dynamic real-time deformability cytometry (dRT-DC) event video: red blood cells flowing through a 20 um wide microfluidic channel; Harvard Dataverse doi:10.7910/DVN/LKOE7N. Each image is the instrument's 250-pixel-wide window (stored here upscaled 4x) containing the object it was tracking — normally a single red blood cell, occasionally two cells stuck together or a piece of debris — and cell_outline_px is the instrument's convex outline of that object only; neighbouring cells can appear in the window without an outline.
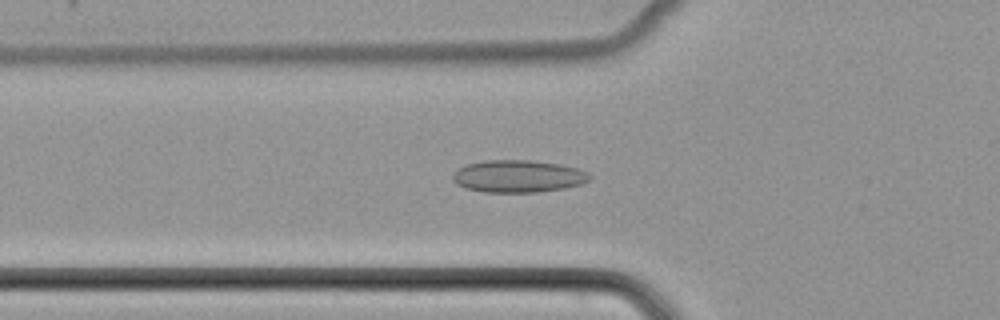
{"species": "common noctule bat (a hibernating species)", "species_latin": "Nyctalus noctula", "temperature_condition": "cold", "stored_images_in_passage": 42, "camera_frame_rate_fps": 3000, "um_per_image_px": 0.085, "animal": {"sex": "female", "body_mass_g": 22.7, "forearm_length_mm": 54.2}, "frame": {"image": 1, "passage_image": 9, "time_ms": 2.667, "image_size_px": [1000, 320], "cell_outline_px": [[592, 180], [580, 184], [564, 188], [536, 192], [484, 192], [464, 188], [456, 184], [452, 180], [452, 176], [460, 168], [468, 164], [488, 160], [532, 160], [560, 164], [576, 168], [588, 172], [592, 176]], "centroid_in_image_um": [44.07, 14.98], "position_along_channel_um": 81.7, "area_um2": 25.78}}
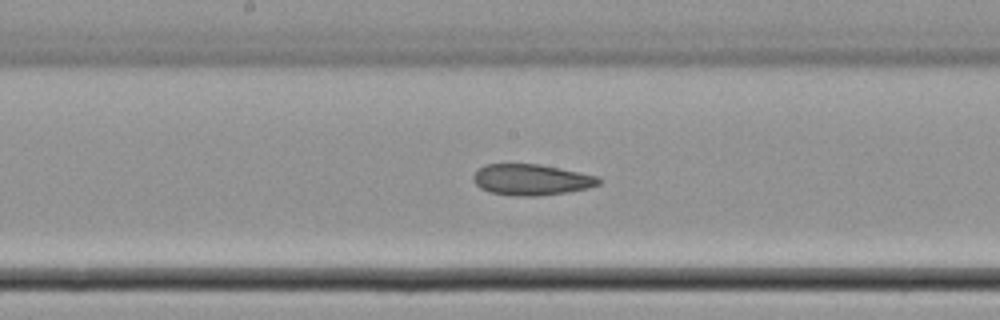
{"frame": {"image": 2, "passage_image": 18, "time_ms": 5.667, "image_size_px": [1000, 320], "cell_outline_px": [[600, 184], [588, 188], [568, 192], [536, 196], [512, 196], [488, 192], [480, 188], [472, 180], [472, 176], [484, 164], [540, 164], [560, 168], [596, 176], [600, 180]], "centroid_in_image_um": [45.12, 15.28], "position_along_channel_um": 203.1, "area_um2": 22.72}}
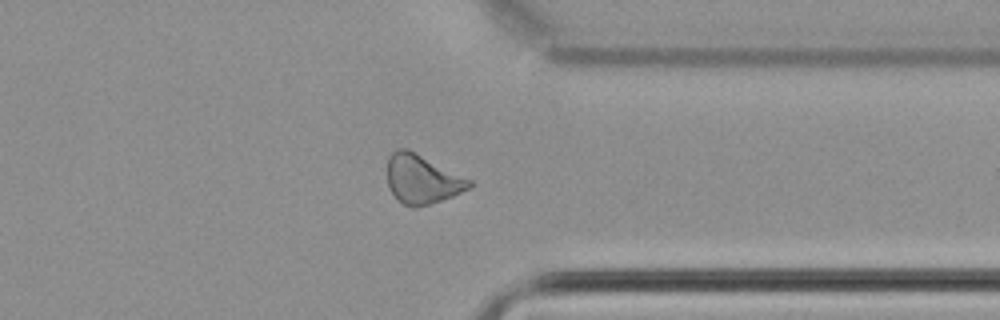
{"frame": {"image": 3, "passage_image": 31, "time_ms": 10.0, "image_size_px": [1000, 320], "cell_outline_px": [[472, 184], [468, 188], [452, 196], [416, 208], [412, 208], [404, 204], [392, 192], [388, 184], [388, 156], [396, 148], [408, 148], [472, 180]], "centroid_in_image_um": [35.86, 15.2], "position_along_channel_um": 375.5, "area_um2": 23.18}}